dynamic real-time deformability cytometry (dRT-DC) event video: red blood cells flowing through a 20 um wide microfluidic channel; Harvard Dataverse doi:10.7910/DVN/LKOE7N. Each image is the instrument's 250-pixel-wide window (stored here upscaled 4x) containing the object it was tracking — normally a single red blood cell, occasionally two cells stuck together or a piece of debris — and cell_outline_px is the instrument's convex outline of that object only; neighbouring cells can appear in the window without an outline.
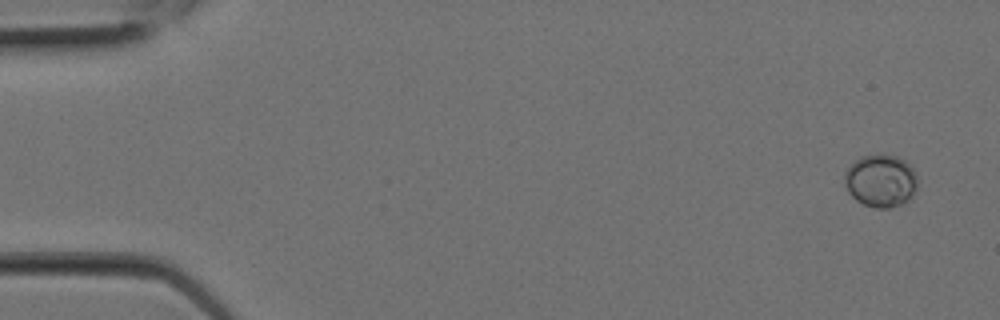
{"species": "Egyptian fruit bat (a non-hibernating species)", "species_latin": "Rousettus aegyptiacus", "temperature_condition": "room temperature", "stored_images_in_passage": 9, "camera_frame_rate_fps": 3000, "um_per_image_px": 0.085, "animal": {"sex": "female"}, "frame": {"image": 1, "passage_image": 1, "time_ms": 0.0, "image_size_px": [1000, 320], "cell_outline_px": [[916, 192], [908, 200], [900, 204], [888, 208], [872, 208], [856, 200], [848, 192], [844, 184], [844, 172], [860, 156], [896, 156], [904, 160], [912, 168], [916, 176]], "centroid_in_image_um": [74.84, 15.4], "position_along_channel_um": 10.2, "area_um2": 22.14}}
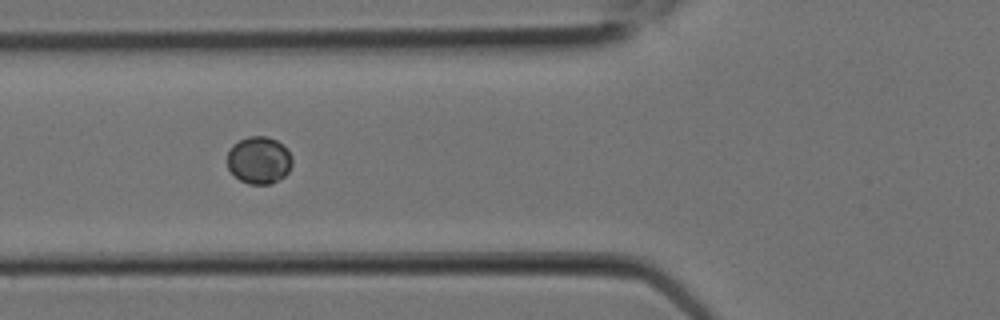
{"frame": {"image": 2, "passage_image": 8, "time_ms": 2.333, "image_size_px": [1000, 320], "cell_outline_px": [[292, 164], [288, 172], [284, 176], [272, 184], [248, 184], [240, 180], [228, 168], [228, 152], [232, 144], [248, 136], [268, 136], [284, 144], [292, 156]], "centroid_in_image_um": [22.04, 13.6], "position_along_channel_um": 103.8, "area_um2": 18.03}}
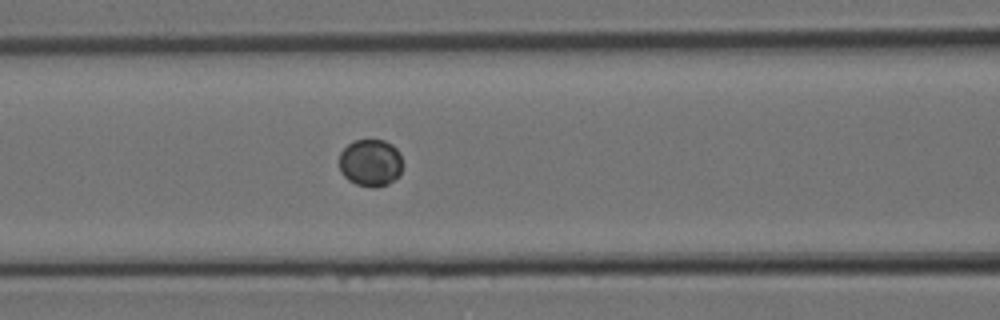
{"frame": {"image": 3, "passage_image": 9, "time_ms": 2.667, "image_size_px": [1000, 320], "cell_outline_px": [[400, 172], [388, 184], [376, 188], [372, 188], [356, 184], [348, 180], [340, 172], [340, 152], [348, 144], [356, 140], [384, 140], [392, 144], [400, 152]], "centroid_in_image_um": [31.46, 13.84], "position_along_channel_um": 135.1, "area_um2": 17.34}}